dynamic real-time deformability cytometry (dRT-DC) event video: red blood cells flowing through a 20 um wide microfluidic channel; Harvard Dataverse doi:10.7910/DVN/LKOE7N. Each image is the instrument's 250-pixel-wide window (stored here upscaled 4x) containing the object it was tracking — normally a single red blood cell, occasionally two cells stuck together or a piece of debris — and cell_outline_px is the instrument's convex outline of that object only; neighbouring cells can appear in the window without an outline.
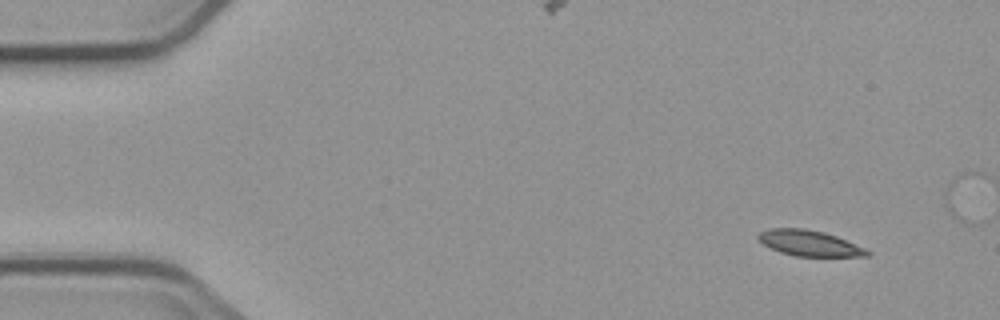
{"species": "common noctule bat (a hibernating species)", "species_latin": "Nyctalus noctula", "temperature_condition": "cold", "stored_images_in_passage": 4, "camera_frame_rate_fps": 3000, "um_per_image_px": 0.085, "animal": {"sex": "male", "body_mass_g": 23.1, "forearm_length_mm": 52.7}, "frame": {"image": 1, "passage_image": 1, "time_ms": 0.0, "image_size_px": [1000, 320], "cell_outline_px": [[872, 252], [868, 256], [796, 256], [780, 252], [764, 244], [756, 236], [760, 232], [772, 228], [804, 228], [824, 232], [836, 236], [864, 248]], "centroid_in_image_um": [68.8, 20.66], "position_along_channel_um": 16.2, "area_um2": 16.07}}
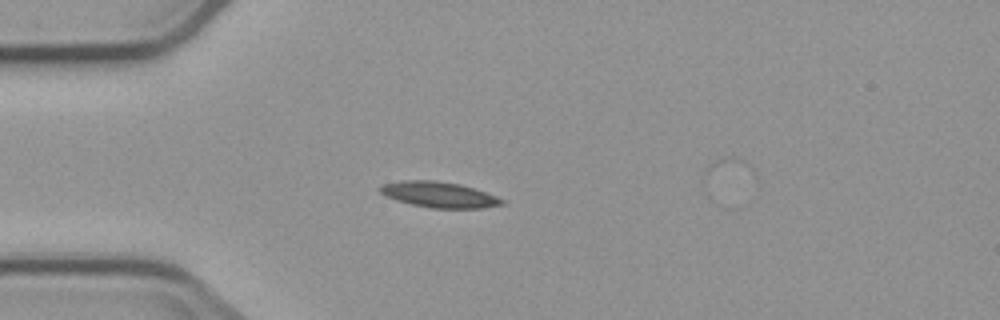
{"frame": {"image": 2, "passage_image": 4, "time_ms": 3.333, "image_size_px": [1000, 320], "cell_outline_px": [[504, 204], [480, 208], [432, 208], [412, 204], [396, 200], [384, 196], [376, 188], [384, 184], [404, 180], [436, 180], [460, 184], [496, 196], [504, 200]], "centroid_in_image_um": [37.27, 16.54], "position_along_channel_um": 47.7, "area_um2": 18.15}}